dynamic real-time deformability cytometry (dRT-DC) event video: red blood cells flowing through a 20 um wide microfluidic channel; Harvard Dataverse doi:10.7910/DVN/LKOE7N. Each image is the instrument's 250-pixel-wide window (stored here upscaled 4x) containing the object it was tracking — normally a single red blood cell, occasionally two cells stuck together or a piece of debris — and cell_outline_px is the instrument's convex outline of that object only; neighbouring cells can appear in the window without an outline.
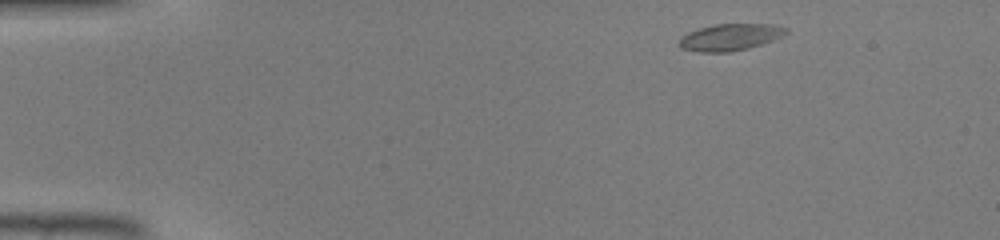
{"species": "common noctule bat (a hibernating species)", "species_latin": "Nyctalus noctula", "temperature_condition": "warm", "stored_images_in_passage": 40, "camera_frame_rate_fps": 3000, "um_per_image_px": 0.085, "animal": {"sex": "male", "body_mass_g": 19.0, "forearm_length_mm": 50.8}, "frame": {"image": 1, "passage_image": 1, "time_ms": 0.0, "image_size_px": [1000, 240], "cell_outline_px": [[788, 32], [784, 36], [764, 44], [748, 48], [728, 52], [700, 52], [680, 48], [680, 36], [688, 32], [700, 28], [716, 24], [776, 24], [788, 28]], "centroid_in_image_um": [62.11, 3.15], "position_along_channel_um": 22.9, "area_um2": 16.82}}
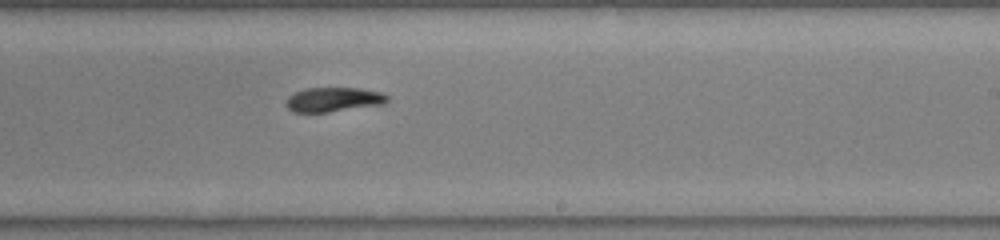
{"frame": {"image": 2, "passage_image": 23, "time_ms": 7.333, "image_size_px": [1000, 240], "cell_outline_px": [[388, 100], [384, 104], [328, 112], [292, 112], [288, 108], [288, 96], [296, 92], [308, 88], [360, 88], [380, 92], [388, 96]], "centroid_in_image_um": [28.38, 8.46], "position_along_channel_um": 260.6, "area_um2": 14.22}}
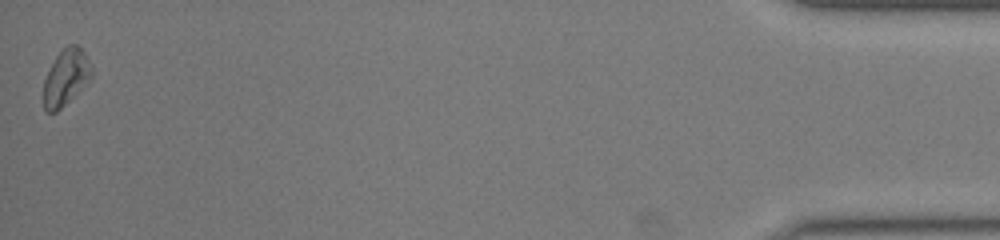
{"frame": {"image": 3, "passage_image": 40, "time_ms": 13.0, "image_size_px": [1000, 240], "cell_outline_px": [[92, 76], [56, 112], [48, 112], [44, 108], [44, 80], [56, 56], [68, 44], [76, 44], [84, 52], [92, 68]], "centroid_in_image_um": [5.59, 6.55], "position_along_channel_um": 429.6, "area_um2": 15.09}}